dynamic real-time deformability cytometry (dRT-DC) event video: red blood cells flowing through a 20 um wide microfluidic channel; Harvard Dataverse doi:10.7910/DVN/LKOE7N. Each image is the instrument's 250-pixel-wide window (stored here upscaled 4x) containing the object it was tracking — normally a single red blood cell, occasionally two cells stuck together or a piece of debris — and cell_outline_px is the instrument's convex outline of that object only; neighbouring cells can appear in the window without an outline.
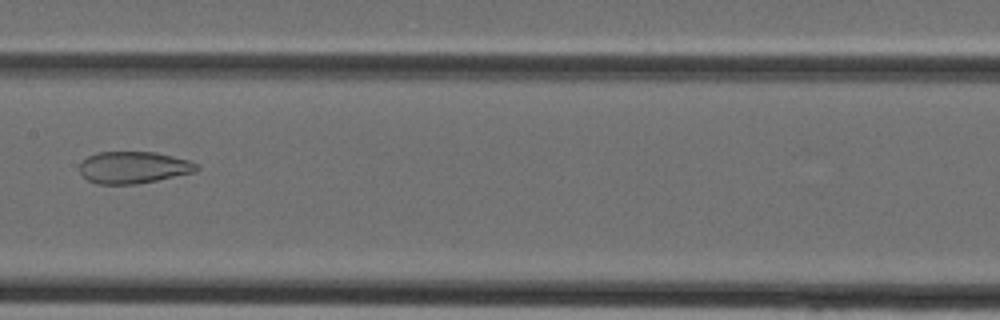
{"species": "Egyptian fruit bat (a non-hibernating species)", "species_latin": "Rousettus aegyptiacus", "temperature_condition": "cold", "stored_images_in_passage": 39, "camera_frame_rate_fps": 3000, "um_per_image_px": 0.085, "animal": {"sex": "female"}, "frame": {"image": 1, "passage_image": 20, "time_ms": 6.333, "image_size_px": [1000, 320], "cell_outline_px": [[200, 168], [196, 172], [136, 184], [96, 184], [88, 180], [80, 172], [80, 164], [88, 156], [96, 152], [156, 152], [188, 160], [200, 164]], "centroid_in_image_um": [11.37, 14.23], "position_along_channel_um": 196.0, "area_um2": 21.79}}
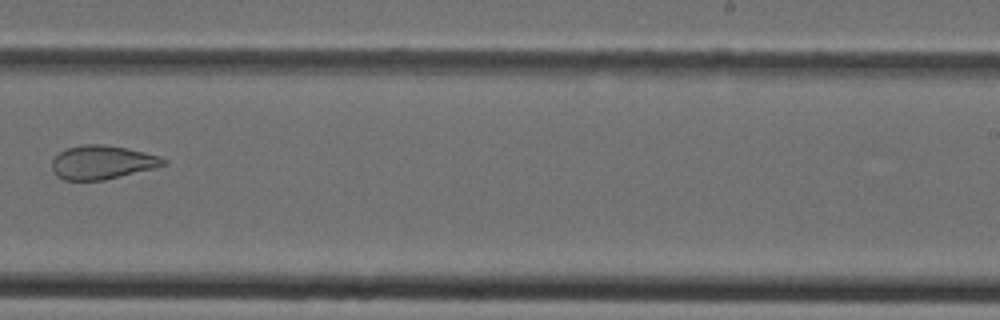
{"frame": {"image": 2, "passage_image": 25, "time_ms": 8.0, "image_size_px": [1000, 320], "cell_outline_px": [[168, 164], [156, 168], [104, 180], [64, 180], [56, 176], [52, 172], [52, 160], [60, 152], [68, 148], [84, 144], [100, 144], [124, 148], [144, 152], [160, 156], [168, 160]], "centroid_in_image_um": [8.7, 13.81], "position_along_channel_um": 280.3, "area_um2": 21.96}}
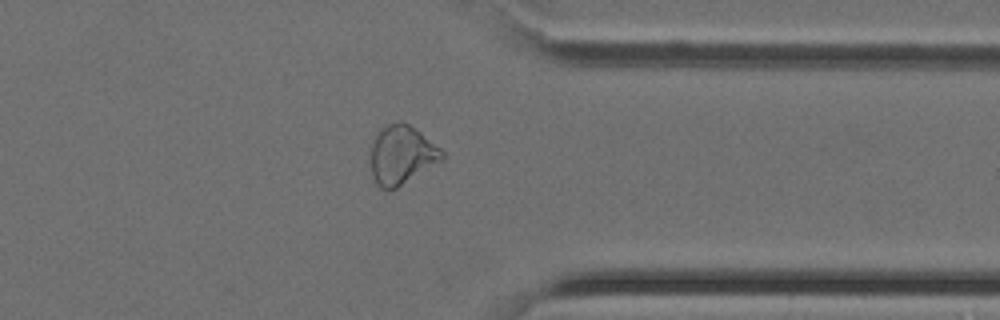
{"frame": {"image": 3, "passage_image": 31, "time_ms": 10.0, "image_size_px": [1000, 320], "cell_outline_px": [[444, 160], [396, 188], [388, 192], [380, 188], [376, 184], [372, 176], [372, 144], [380, 128], [388, 124], [400, 120], [408, 124], [420, 132], [440, 148], [444, 152]], "centroid_in_image_um": [34.15, 13.19], "position_along_channel_um": 377.2, "area_um2": 24.45}}